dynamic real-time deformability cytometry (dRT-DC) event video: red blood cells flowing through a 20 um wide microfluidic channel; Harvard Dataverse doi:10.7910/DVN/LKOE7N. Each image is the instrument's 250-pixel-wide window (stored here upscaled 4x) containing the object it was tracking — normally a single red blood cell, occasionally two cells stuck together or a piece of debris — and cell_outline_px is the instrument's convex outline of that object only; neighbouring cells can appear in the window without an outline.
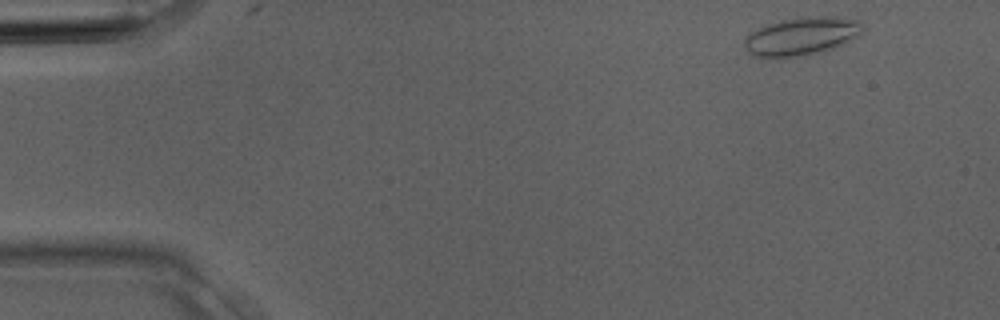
{"species": "Egyptian fruit bat (a non-hibernating species)", "species_latin": "Rousettus aegyptiacus", "temperature_condition": "room temperature", "stored_images_in_passage": 2, "camera_frame_rate_fps": 3000, "um_per_image_px": 0.085, "animal": {"sex": "male"}, "frame": {"image": 1, "passage_image": 1, "time_ms": 0.0, "image_size_px": [1000, 320], "cell_outline_px": [[864, 32], [852, 40], [844, 44], [820, 52], [804, 56], [776, 60], [752, 56], [744, 48], [744, 40], [752, 32], [768, 24], [780, 20], [816, 16], [836, 16], [860, 20]], "centroid_in_image_um": [68.13, 3.12], "position_along_channel_um": 16.9, "area_um2": 26.82}}